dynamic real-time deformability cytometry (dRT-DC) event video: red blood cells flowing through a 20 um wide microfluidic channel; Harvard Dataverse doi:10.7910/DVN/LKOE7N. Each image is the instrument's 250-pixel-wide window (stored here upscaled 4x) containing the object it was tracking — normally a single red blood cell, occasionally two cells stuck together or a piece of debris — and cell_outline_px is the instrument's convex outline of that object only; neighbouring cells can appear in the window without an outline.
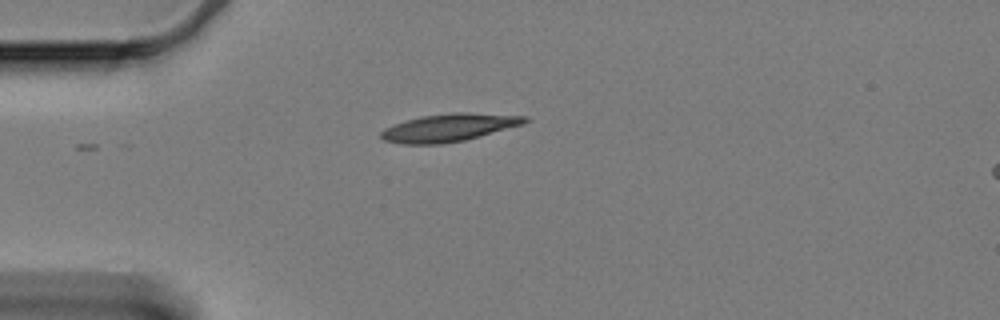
{"species": "Egyptian fruit bat (a non-hibernating species)", "species_latin": "Rousettus aegyptiacus", "temperature_condition": "cold", "stored_images_in_passage": 18, "camera_frame_rate_fps": 3000, "um_per_image_px": 0.085, "animal": {"sex": "female"}, "frame": {"image": 1, "passage_image": 1, "time_ms": 0.0, "image_size_px": [1000, 320], "cell_outline_px": [[532, 120], [524, 124], [464, 140], [440, 144], [404, 144], [384, 140], [380, 136], [380, 132], [384, 128], [420, 116], [452, 112], [468, 112], [528, 116]], "centroid_in_image_um": [38.21, 10.83], "position_along_channel_um": 46.8, "area_um2": 23.24}}
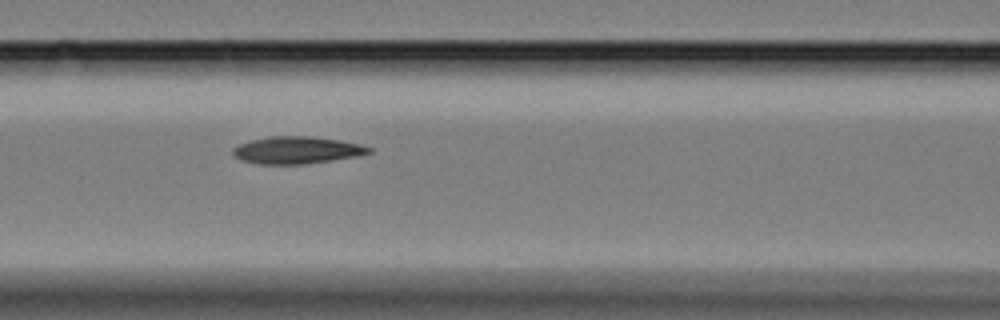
{"frame": {"image": 2, "passage_image": 11, "time_ms": 3.333, "image_size_px": [1000, 320], "cell_outline_px": [[372, 152], [356, 156], [304, 164], [260, 164], [240, 160], [232, 156], [232, 148], [248, 140], [268, 136], [312, 136], [340, 140], [360, 144], [372, 148]], "centroid_in_image_um": [25.18, 12.75], "position_along_channel_um": 141.4, "area_um2": 21.68}}
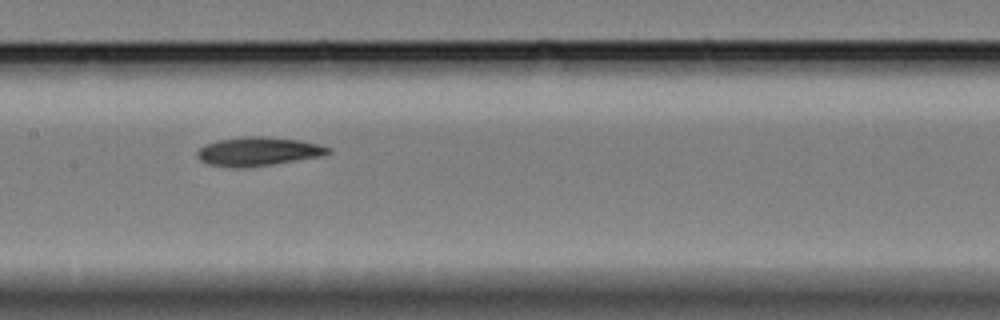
{"frame": {"image": 3, "passage_image": 15, "time_ms": 4.667, "image_size_px": [1000, 320], "cell_outline_px": [[332, 152], [328, 156], [244, 168], [232, 168], [208, 164], [200, 160], [196, 156], [196, 152], [204, 144], [220, 140], [240, 136], [264, 136], [296, 140], [320, 144], [332, 148]], "centroid_in_image_um": [21.98, 12.88], "position_along_channel_um": 185.4, "area_um2": 22.37}}